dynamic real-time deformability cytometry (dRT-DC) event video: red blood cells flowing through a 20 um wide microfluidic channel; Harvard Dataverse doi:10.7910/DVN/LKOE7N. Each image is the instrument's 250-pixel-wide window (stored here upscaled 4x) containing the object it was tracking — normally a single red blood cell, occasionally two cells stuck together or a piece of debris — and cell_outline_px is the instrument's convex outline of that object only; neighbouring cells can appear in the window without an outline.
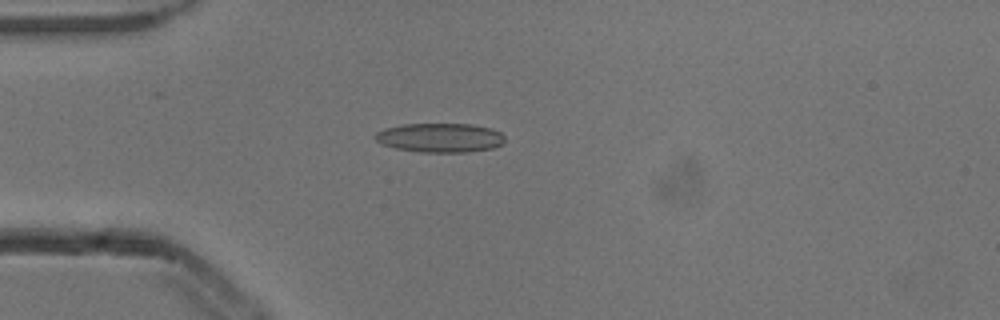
{"species": "common noctule bat (a hibernating species)", "species_latin": "Nyctalus noctula", "temperature_condition": "cold", "stored_images_in_passage": 4, "camera_frame_rate_fps": 3000, "um_per_image_px": 0.085, "animal": {"sex": "male", "body_mass_g": 13.3}, "frame": {"image": 1, "passage_image": 4, "time_ms": 1.0, "image_size_px": [1000, 320], "cell_outline_px": [[504, 144], [492, 148], [468, 152], [420, 152], [396, 148], [380, 144], [376, 140], [376, 132], [384, 128], [404, 124], [472, 124], [492, 128], [500, 132], [504, 136]], "centroid_in_image_um": [37.42, 11.7], "position_along_channel_um": 47.6, "area_um2": 22.14}}